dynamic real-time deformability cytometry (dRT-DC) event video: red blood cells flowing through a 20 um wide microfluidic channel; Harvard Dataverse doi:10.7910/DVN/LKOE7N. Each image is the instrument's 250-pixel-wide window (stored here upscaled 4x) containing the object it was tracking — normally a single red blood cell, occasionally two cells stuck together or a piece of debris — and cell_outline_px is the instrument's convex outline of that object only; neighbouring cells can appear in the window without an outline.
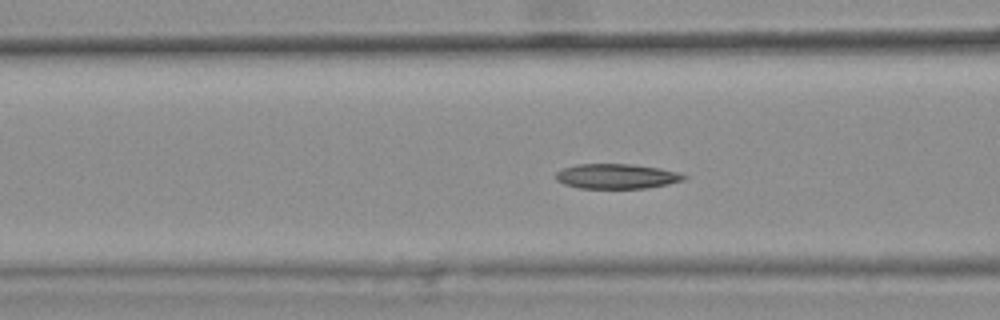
{"species": "common noctule bat (a hibernating species)", "species_latin": "Nyctalus noctula", "temperature_condition": "warm", "stored_images_in_passage": 45, "camera_frame_rate_fps": 3000, "um_per_image_px": 0.085, "animal": {"sex": "female", "body_mass_g": 25.1}, "frame": {"image": 1, "passage_image": 20, "time_ms": 6.333, "image_size_px": [1000, 320], "cell_outline_px": [[688, 176], [684, 180], [668, 184], [644, 188], [580, 188], [564, 184], [556, 180], [556, 172], [564, 168], [576, 164], [632, 164], [660, 168], [676, 172]], "centroid_in_image_um": [52.4, 14.98], "position_along_channel_um": 114.2, "area_um2": 18.5}, "authors_computed_cell_mechanics": {"area_um2": 19.1318, "velocity_mm_per_s": 3.7605, "shape_relaxation_time_tau1_ms": 8.3257, "shape_relaxation_time_tau2_ms": 7.232, "deformation_change_tau1": 0.1589, "deformation_change_tau2": 0.1232}}